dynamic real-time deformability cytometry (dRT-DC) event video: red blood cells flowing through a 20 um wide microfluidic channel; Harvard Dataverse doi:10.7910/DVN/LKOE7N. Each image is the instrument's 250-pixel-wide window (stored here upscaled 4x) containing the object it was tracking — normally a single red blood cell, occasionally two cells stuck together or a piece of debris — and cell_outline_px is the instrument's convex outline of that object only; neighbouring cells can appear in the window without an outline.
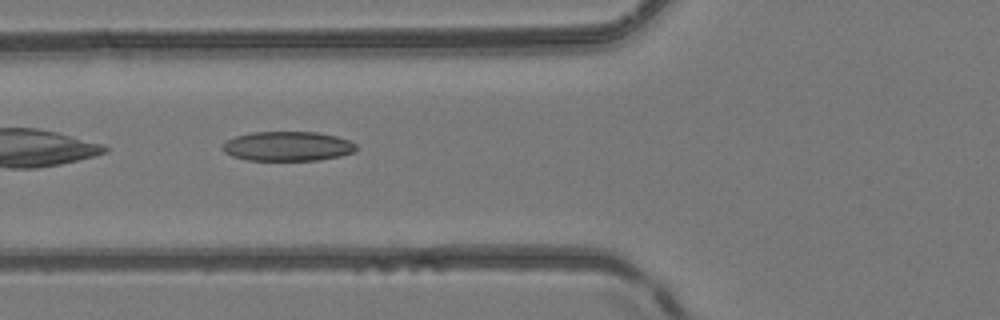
{"species": "common noctule bat (a hibernating species)", "species_latin": "Nyctalus noctula", "temperature_condition": "room temperature", "stored_images_in_passage": 35, "camera_frame_rate_fps": 3000, "um_per_image_px": 0.085, "animal": {"sex": "female", "body_mass_g": 24.6, "forearm_length_mm": 56.2}, "frame": {"image": 1, "passage_image": 4, "time_ms": 1.0, "image_size_px": [1000, 320], "cell_outline_px": [[356, 148], [352, 152], [340, 156], [320, 160], [248, 160], [232, 156], [224, 152], [224, 144], [228, 140], [236, 136], [252, 132], [316, 132], [336, 136], [348, 140], [356, 144]], "centroid_in_image_um": [24.46, 12.43], "position_along_channel_um": 101.3, "area_um2": 22.77}}
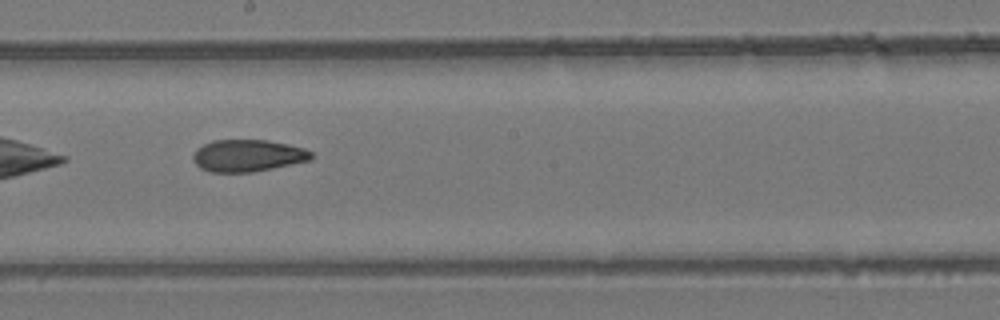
{"frame": {"image": 2, "passage_image": 13, "time_ms": 4.0, "image_size_px": [1000, 320], "cell_outline_px": [[316, 156], [312, 160], [252, 172], [212, 172], [200, 168], [192, 160], [192, 156], [196, 148], [212, 140], [268, 140], [288, 144], [304, 148], [312, 152]], "centroid_in_image_um": [21.07, 13.22], "position_along_channel_um": 227.1, "area_um2": 22.25}}
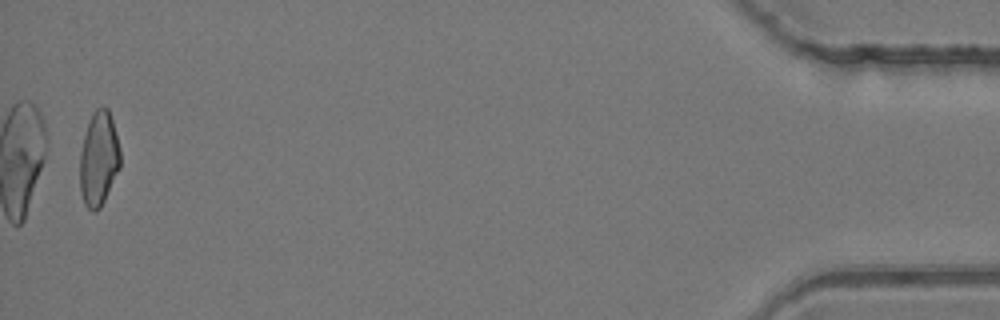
{"frame": {"image": 3, "passage_image": 34, "time_ms": 11.0, "image_size_px": [1000, 320], "cell_outline_px": [[120, 168], [100, 208], [96, 212], [92, 212], [84, 204], [80, 192], [80, 152], [84, 136], [92, 112], [100, 104], [104, 104], [108, 108], [112, 120], [120, 148]], "centroid_in_image_um": [8.39, 13.48], "position_along_channel_um": 426.8, "area_um2": 22.43}, "authors_computed_cell_mechanics": {"area_um2": 22.4264, "velocity_mm_per_s": 4.1623, "shape_relaxation_time_tau1_ms": null, "shape_relaxation_time_tau2_ms": 3.4432, "deformation_change_tau1": null, "deformation_change_tau2": 0.1073}}